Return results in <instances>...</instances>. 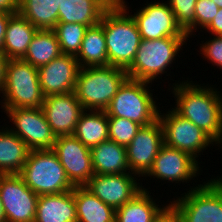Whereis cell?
Returning a JSON list of instances; mask_svg holds the SVG:
<instances>
[{
	"instance_id": "6da1fadb",
	"label": "cell",
	"mask_w": 222,
	"mask_h": 222,
	"mask_svg": "<svg viewBox=\"0 0 222 222\" xmlns=\"http://www.w3.org/2000/svg\"><path fill=\"white\" fill-rule=\"evenodd\" d=\"M182 78L181 82L166 90L170 92L169 96L172 94L171 97L175 99L173 105L170 104L171 108L207 133L222 151V93L219 91L220 88H216V84L211 85L208 82L200 84L197 80L193 81L192 78Z\"/></svg>"
},
{
	"instance_id": "7a4b0ae2",
	"label": "cell",
	"mask_w": 222,
	"mask_h": 222,
	"mask_svg": "<svg viewBox=\"0 0 222 222\" xmlns=\"http://www.w3.org/2000/svg\"><path fill=\"white\" fill-rule=\"evenodd\" d=\"M190 43L188 37H163L155 40L141 39L140 45L136 52L135 59L131 66L126 70L128 78L150 83H159L163 78L164 81H175L168 86H173L181 82V80H173L171 69L174 64H178V58L184 51L183 47H187ZM186 46V47H185ZM179 53H181L179 55ZM178 57V58H177ZM177 60V61H176ZM170 71V72H169ZM165 76L162 78V76ZM171 77L170 79L166 77ZM159 80V82L157 81Z\"/></svg>"
},
{
	"instance_id": "3957f363",
	"label": "cell",
	"mask_w": 222,
	"mask_h": 222,
	"mask_svg": "<svg viewBox=\"0 0 222 222\" xmlns=\"http://www.w3.org/2000/svg\"><path fill=\"white\" fill-rule=\"evenodd\" d=\"M100 22L106 39L108 65L127 70L141 42L136 22L116 0L103 13Z\"/></svg>"
},
{
	"instance_id": "277c9868",
	"label": "cell",
	"mask_w": 222,
	"mask_h": 222,
	"mask_svg": "<svg viewBox=\"0 0 222 222\" xmlns=\"http://www.w3.org/2000/svg\"><path fill=\"white\" fill-rule=\"evenodd\" d=\"M203 180L202 184H187L186 192L170 200L181 222H222V175Z\"/></svg>"
},
{
	"instance_id": "5b68a950",
	"label": "cell",
	"mask_w": 222,
	"mask_h": 222,
	"mask_svg": "<svg viewBox=\"0 0 222 222\" xmlns=\"http://www.w3.org/2000/svg\"><path fill=\"white\" fill-rule=\"evenodd\" d=\"M128 78L125 69L108 66L80 68L75 93L84 110L105 111Z\"/></svg>"
},
{
	"instance_id": "8992f818",
	"label": "cell",
	"mask_w": 222,
	"mask_h": 222,
	"mask_svg": "<svg viewBox=\"0 0 222 222\" xmlns=\"http://www.w3.org/2000/svg\"><path fill=\"white\" fill-rule=\"evenodd\" d=\"M152 85L150 82L127 78L106 108L107 117L129 119L142 126L157 121L161 104L157 103L158 96L153 95L155 90L151 89Z\"/></svg>"
},
{
	"instance_id": "52a82bcc",
	"label": "cell",
	"mask_w": 222,
	"mask_h": 222,
	"mask_svg": "<svg viewBox=\"0 0 222 222\" xmlns=\"http://www.w3.org/2000/svg\"><path fill=\"white\" fill-rule=\"evenodd\" d=\"M0 97L1 109L41 108L45 97L38 68L22 59H9Z\"/></svg>"
},
{
	"instance_id": "ba28073f",
	"label": "cell",
	"mask_w": 222,
	"mask_h": 222,
	"mask_svg": "<svg viewBox=\"0 0 222 222\" xmlns=\"http://www.w3.org/2000/svg\"><path fill=\"white\" fill-rule=\"evenodd\" d=\"M19 175L38 196L60 194L75 187L52 149L30 150Z\"/></svg>"
},
{
	"instance_id": "9c48e42d",
	"label": "cell",
	"mask_w": 222,
	"mask_h": 222,
	"mask_svg": "<svg viewBox=\"0 0 222 222\" xmlns=\"http://www.w3.org/2000/svg\"><path fill=\"white\" fill-rule=\"evenodd\" d=\"M160 107L158 120L160 121L163 129L164 144L184 151L192 155L199 162L203 151L217 147L215 150L221 149L219 145L202 129L194 125L190 120L183 118L173 108L165 110L164 113ZM162 112V113H161ZM212 146V147H211ZM200 155V156H199Z\"/></svg>"
},
{
	"instance_id": "30bf717a",
	"label": "cell",
	"mask_w": 222,
	"mask_h": 222,
	"mask_svg": "<svg viewBox=\"0 0 222 222\" xmlns=\"http://www.w3.org/2000/svg\"><path fill=\"white\" fill-rule=\"evenodd\" d=\"M134 19L141 39L155 40L163 37H188L177 24L170 5L165 0L145 1L140 8L131 10L132 6L125 0H116ZM128 4V5H127ZM128 6V7H127ZM134 14H132V12Z\"/></svg>"
},
{
	"instance_id": "8fae6325",
	"label": "cell",
	"mask_w": 222,
	"mask_h": 222,
	"mask_svg": "<svg viewBox=\"0 0 222 222\" xmlns=\"http://www.w3.org/2000/svg\"><path fill=\"white\" fill-rule=\"evenodd\" d=\"M200 163L202 161L199 162L189 153L163 144L153 161L152 167L141 178V182L147 180V178L148 180L153 178L152 180L156 182L159 180L158 182L160 183L161 181V184L163 181L169 184L174 183L175 187L176 184L181 185V183L184 186L185 183L191 182L192 184L193 181L195 183L198 181L203 182L198 179L203 171ZM195 178H197V181Z\"/></svg>"
},
{
	"instance_id": "7c38bea8",
	"label": "cell",
	"mask_w": 222,
	"mask_h": 222,
	"mask_svg": "<svg viewBox=\"0 0 222 222\" xmlns=\"http://www.w3.org/2000/svg\"><path fill=\"white\" fill-rule=\"evenodd\" d=\"M2 110L1 113L4 112L3 114L8 119L3 124L23 140L30 150L53 149L56 135L48 124L42 108H12Z\"/></svg>"
},
{
	"instance_id": "4fadbf2b",
	"label": "cell",
	"mask_w": 222,
	"mask_h": 222,
	"mask_svg": "<svg viewBox=\"0 0 222 222\" xmlns=\"http://www.w3.org/2000/svg\"><path fill=\"white\" fill-rule=\"evenodd\" d=\"M0 198L6 222H34L39 196L19 174H0Z\"/></svg>"
},
{
	"instance_id": "5bb4252c",
	"label": "cell",
	"mask_w": 222,
	"mask_h": 222,
	"mask_svg": "<svg viewBox=\"0 0 222 222\" xmlns=\"http://www.w3.org/2000/svg\"><path fill=\"white\" fill-rule=\"evenodd\" d=\"M140 181V182H139ZM141 178L135 173L94 174L84 187L115 210L142 190Z\"/></svg>"
},
{
	"instance_id": "9a60e30c",
	"label": "cell",
	"mask_w": 222,
	"mask_h": 222,
	"mask_svg": "<svg viewBox=\"0 0 222 222\" xmlns=\"http://www.w3.org/2000/svg\"><path fill=\"white\" fill-rule=\"evenodd\" d=\"M52 150L74 186H84L95 174L90 148L73 135L57 136Z\"/></svg>"
},
{
	"instance_id": "2e32d148",
	"label": "cell",
	"mask_w": 222,
	"mask_h": 222,
	"mask_svg": "<svg viewBox=\"0 0 222 222\" xmlns=\"http://www.w3.org/2000/svg\"><path fill=\"white\" fill-rule=\"evenodd\" d=\"M163 144V129L159 120L148 126H142L126 147L130 172L140 178L143 177L152 167Z\"/></svg>"
},
{
	"instance_id": "e0dca14e",
	"label": "cell",
	"mask_w": 222,
	"mask_h": 222,
	"mask_svg": "<svg viewBox=\"0 0 222 222\" xmlns=\"http://www.w3.org/2000/svg\"><path fill=\"white\" fill-rule=\"evenodd\" d=\"M41 108L56 137L72 135L84 111L75 91L47 96Z\"/></svg>"
},
{
	"instance_id": "ac0fdd59",
	"label": "cell",
	"mask_w": 222,
	"mask_h": 222,
	"mask_svg": "<svg viewBox=\"0 0 222 222\" xmlns=\"http://www.w3.org/2000/svg\"><path fill=\"white\" fill-rule=\"evenodd\" d=\"M80 67L75 56L61 54L38 68L39 83L44 97L75 91Z\"/></svg>"
},
{
	"instance_id": "d6986e66",
	"label": "cell",
	"mask_w": 222,
	"mask_h": 222,
	"mask_svg": "<svg viewBox=\"0 0 222 222\" xmlns=\"http://www.w3.org/2000/svg\"><path fill=\"white\" fill-rule=\"evenodd\" d=\"M146 184L142 186V190L135 195L129 202L116 209L115 222H154L160 214L170 205L169 199L163 200V204L158 197L154 198V194L149 191ZM152 193V195H151ZM161 205H159V202ZM158 204H157V203ZM168 202V203H167Z\"/></svg>"
},
{
	"instance_id": "ffe728a7",
	"label": "cell",
	"mask_w": 222,
	"mask_h": 222,
	"mask_svg": "<svg viewBox=\"0 0 222 222\" xmlns=\"http://www.w3.org/2000/svg\"><path fill=\"white\" fill-rule=\"evenodd\" d=\"M115 0H60L58 23L97 25Z\"/></svg>"
},
{
	"instance_id": "44dd1931",
	"label": "cell",
	"mask_w": 222,
	"mask_h": 222,
	"mask_svg": "<svg viewBox=\"0 0 222 222\" xmlns=\"http://www.w3.org/2000/svg\"><path fill=\"white\" fill-rule=\"evenodd\" d=\"M34 222H77L73 190L40 195Z\"/></svg>"
},
{
	"instance_id": "7402d4cb",
	"label": "cell",
	"mask_w": 222,
	"mask_h": 222,
	"mask_svg": "<svg viewBox=\"0 0 222 222\" xmlns=\"http://www.w3.org/2000/svg\"><path fill=\"white\" fill-rule=\"evenodd\" d=\"M38 29L19 12L7 23L2 52L8 59H22Z\"/></svg>"
},
{
	"instance_id": "603a6c76",
	"label": "cell",
	"mask_w": 222,
	"mask_h": 222,
	"mask_svg": "<svg viewBox=\"0 0 222 222\" xmlns=\"http://www.w3.org/2000/svg\"><path fill=\"white\" fill-rule=\"evenodd\" d=\"M90 150L95 174H124L130 172L125 146L107 140Z\"/></svg>"
},
{
	"instance_id": "cb8c5ba5",
	"label": "cell",
	"mask_w": 222,
	"mask_h": 222,
	"mask_svg": "<svg viewBox=\"0 0 222 222\" xmlns=\"http://www.w3.org/2000/svg\"><path fill=\"white\" fill-rule=\"evenodd\" d=\"M29 152L23 140L5 124L0 125V174H19Z\"/></svg>"
},
{
	"instance_id": "d4e9b609",
	"label": "cell",
	"mask_w": 222,
	"mask_h": 222,
	"mask_svg": "<svg viewBox=\"0 0 222 222\" xmlns=\"http://www.w3.org/2000/svg\"><path fill=\"white\" fill-rule=\"evenodd\" d=\"M73 197L77 222H115L116 210L102 202L84 186H75Z\"/></svg>"
},
{
	"instance_id": "484cf974",
	"label": "cell",
	"mask_w": 222,
	"mask_h": 222,
	"mask_svg": "<svg viewBox=\"0 0 222 222\" xmlns=\"http://www.w3.org/2000/svg\"><path fill=\"white\" fill-rule=\"evenodd\" d=\"M72 135L90 149L109 140L107 113L105 111L84 110Z\"/></svg>"
},
{
	"instance_id": "4316f807",
	"label": "cell",
	"mask_w": 222,
	"mask_h": 222,
	"mask_svg": "<svg viewBox=\"0 0 222 222\" xmlns=\"http://www.w3.org/2000/svg\"><path fill=\"white\" fill-rule=\"evenodd\" d=\"M80 68L108 66L103 24L88 27L76 56Z\"/></svg>"
},
{
	"instance_id": "83f0119b",
	"label": "cell",
	"mask_w": 222,
	"mask_h": 222,
	"mask_svg": "<svg viewBox=\"0 0 222 222\" xmlns=\"http://www.w3.org/2000/svg\"><path fill=\"white\" fill-rule=\"evenodd\" d=\"M60 0H19L18 12L38 30H53L58 23Z\"/></svg>"
},
{
	"instance_id": "f1b7e54d",
	"label": "cell",
	"mask_w": 222,
	"mask_h": 222,
	"mask_svg": "<svg viewBox=\"0 0 222 222\" xmlns=\"http://www.w3.org/2000/svg\"><path fill=\"white\" fill-rule=\"evenodd\" d=\"M62 54L53 30H38L22 60L40 68Z\"/></svg>"
},
{
	"instance_id": "f546056e",
	"label": "cell",
	"mask_w": 222,
	"mask_h": 222,
	"mask_svg": "<svg viewBox=\"0 0 222 222\" xmlns=\"http://www.w3.org/2000/svg\"><path fill=\"white\" fill-rule=\"evenodd\" d=\"M88 26L81 23H57L53 28L62 54L77 56Z\"/></svg>"
},
{
	"instance_id": "4dcf8cb0",
	"label": "cell",
	"mask_w": 222,
	"mask_h": 222,
	"mask_svg": "<svg viewBox=\"0 0 222 222\" xmlns=\"http://www.w3.org/2000/svg\"><path fill=\"white\" fill-rule=\"evenodd\" d=\"M109 140L127 147L142 125L121 117H107Z\"/></svg>"
},
{
	"instance_id": "1f68e13d",
	"label": "cell",
	"mask_w": 222,
	"mask_h": 222,
	"mask_svg": "<svg viewBox=\"0 0 222 222\" xmlns=\"http://www.w3.org/2000/svg\"><path fill=\"white\" fill-rule=\"evenodd\" d=\"M175 15L177 24L187 34L189 39L194 35L195 7L197 0H167Z\"/></svg>"
},
{
	"instance_id": "d6a6232c",
	"label": "cell",
	"mask_w": 222,
	"mask_h": 222,
	"mask_svg": "<svg viewBox=\"0 0 222 222\" xmlns=\"http://www.w3.org/2000/svg\"><path fill=\"white\" fill-rule=\"evenodd\" d=\"M208 38L206 41H200L197 51L203 60L205 59L208 64L213 65V68L217 66L218 69L222 70V36L210 34Z\"/></svg>"
},
{
	"instance_id": "836d02e7",
	"label": "cell",
	"mask_w": 222,
	"mask_h": 222,
	"mask_svg": "<svg viewBox=\"0 0 222 222\" xmlns=\"http://www.w3.org/2000/svg\"><path fill=\"white\" fill-rule=\"evenodd\" d=\"M219 7L211 0H197L195 7L194 34L204 30L215 18Z\"/></svg>"
},
{
	"instance_id": "e575fe53",
	"label": "cell",
	"mask_w": 222,
	"mask_h": 222,
	"mask_svg": "<svg viewBox=\"0 0 222 222\" xmlns=\"http://www.w3.org/2000/svg\"><path fill=\"white\" fill-rule=\"evenodd\" d=\"M206 32L208 34L222 36V8H219L215 18L210 22V24L204 30H202V33L206 34Z\"/></svg>"
},
{
	"instance_id": "d590c367",
	"label": "cell",
	"mask_w": 222,
	"mask_h": 222,
	"mask_svg": "<svg viewBox=\"0 0 222 222\" xmlns=\"http://www.w3.org/2000/svg\"><path fill=\"white\" fill-rule=\"evenodd\" d=\"M154 222H181L176 211L169 205Z\"/></svg>"
},
{
	"instance_id": "8d00e7d4",
	"label": "cell",
	"mask_w": 222,
	"mask_h": 222,
	"mask_svg": "<svg viewBox=\"0 0 222 222\" xmlns=\"http://www.w3.org/2000/svg\"><path fill=\"white\" fill-rule=\"evenodd\" d=\"M13 14V12H0V51L3 49L7 23Z\"/></svg>"
},
{
	"instance_id": "74e56055",
	"label": "cell",
	"mask_w": 222,
	"mask_h": 222,
	"mask_svg": "<svg viewBox=\"0 0 222 222\" xmlns=\"http://www.w3.org/2000/svg\"><path fill=\"white\" fill-rule=\"evenodd\" d=\"M19 0H0V12H18Z\"/></svg>"
},
{
	"instance_id": "f35d334b",
	"label": "cell",
	"mask_w": 222,
	"mask_h": 222,
	"mask_svg": "<svg viewBox=\"0 0 222 222\" xmlns=\"http://www.w3.org/2000/svg\"><path fill=\"white\" fill-rule=\"evenodd\" d=\"M8 60V57L0 51V94L5 81L6 65Z\"/></svg>"
},
{
	"instance_id": "ab89813d",
	"label": "cell",
	"mask_w": 222,
	"mask_h": 222,
	"mask_svg": "<svg viewBox=\"0 0 222 222\" xmlns=\"http://www.w3.org/2000/svg\"><path fill=\"white\" fill-rule=\"evenodd\" d=\"M0 222H6L5 213L3 209V203L0 198Z\"/></svg>"
},
{
	"instance_id": "60d3db41",
	"label": "cell",
	"mask_w": 222,
	"mask_h": 222,
	"mask_svg": "<svg viewBox=\"0 0 222 222\" xmlns=\"http://www.w3.org/2000/svg\"><path fill=\"white\" fill-rule=\"evenodd\" d=\"M213 1L219 8H222V0H211Z\"/></svg>"
}]
</instances>
